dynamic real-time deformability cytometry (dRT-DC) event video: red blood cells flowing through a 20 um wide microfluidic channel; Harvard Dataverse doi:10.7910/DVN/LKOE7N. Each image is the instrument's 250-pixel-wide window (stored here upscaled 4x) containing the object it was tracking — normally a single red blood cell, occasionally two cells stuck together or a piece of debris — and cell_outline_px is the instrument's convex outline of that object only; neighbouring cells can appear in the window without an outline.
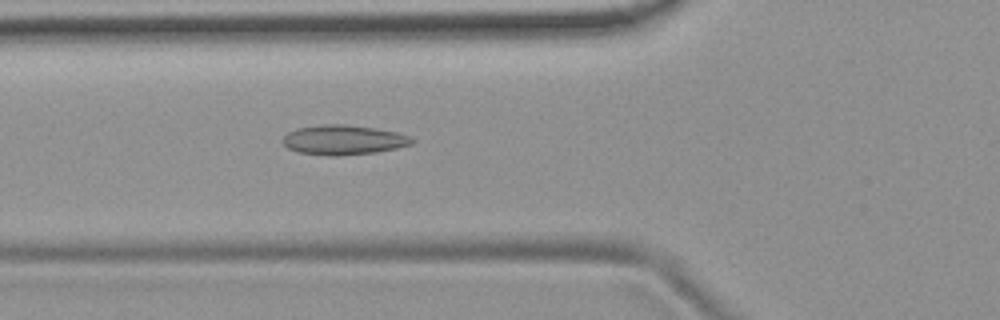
{"species": "common noctule bat (a hibernating species)", "species_latin": "Nyctalus noctula", "temperature_condition": "room temperature", "stored_images_in_passage": 3, "camera_frame_rate_fps": 3000, "um_per_image_px": 0.085, "animal": {"sex": "female", "body_mass_g": 19.9}, "frame": {"image": 1, "passage_image": 3, "time_ms": 2.333, "image_size_px": [1000, 320], "cell_outline_px": [[416, 140], [412, 144], [396, 148], [376, 152], [340, 156], [328, 156], [296, 152], [288, 148], [280, 140], [288, 132], [296, 128], [324, 124], [344, 124], [376, 128], [396, 132], [412, 136]], "centroid_in_image_um": [29.19, 11.89], "position_along_channel_um": 96.6, "area_um2": 22.66}}